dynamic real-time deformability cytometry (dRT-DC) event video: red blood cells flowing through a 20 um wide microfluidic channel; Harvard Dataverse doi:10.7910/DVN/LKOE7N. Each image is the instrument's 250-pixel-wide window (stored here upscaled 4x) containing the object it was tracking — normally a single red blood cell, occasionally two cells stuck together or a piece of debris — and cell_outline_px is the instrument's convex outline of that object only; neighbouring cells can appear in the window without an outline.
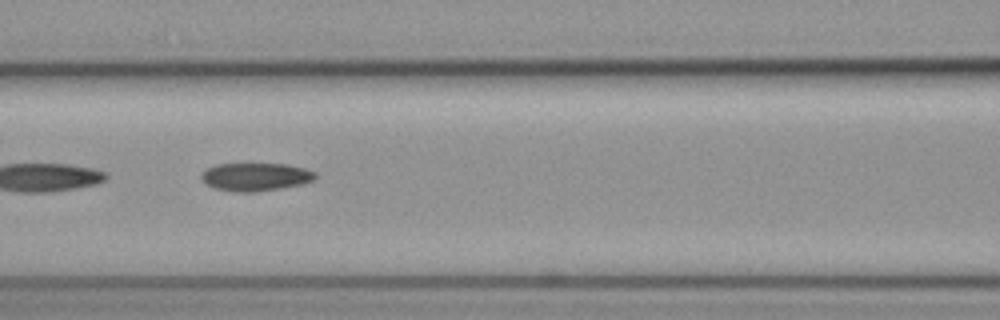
{"species": "common noctule bat (a hibernating species)", "species_latin": "Nyctalus noctula", "temperature_condition": "cold", "stored_images_in_passage": 6, "camera_frame_rate_fps": 3000, "um_per_image_px": 0.085, "animal": {"sex": "female", "body_mass_g": 19.3, "forearm_length_mm": 54.1}, "frame": {"image": 1, "passage_image": 5, "time_ms": 1.333, "image_size_px": [1000, 320], "cell_outline_px": [[316, 176], [312, 180], [304, 184], [280, 188], [252, 192], [236, 192], [216, 188], [208, 184], [200, 176], [208, 168], [216, 164], [288, 164], [304, 168], [316, 172]], "centroid_in_image_um": [21.77, 15.02], "position_along_channel_um": 144.8, "area_um2": 18.38}}